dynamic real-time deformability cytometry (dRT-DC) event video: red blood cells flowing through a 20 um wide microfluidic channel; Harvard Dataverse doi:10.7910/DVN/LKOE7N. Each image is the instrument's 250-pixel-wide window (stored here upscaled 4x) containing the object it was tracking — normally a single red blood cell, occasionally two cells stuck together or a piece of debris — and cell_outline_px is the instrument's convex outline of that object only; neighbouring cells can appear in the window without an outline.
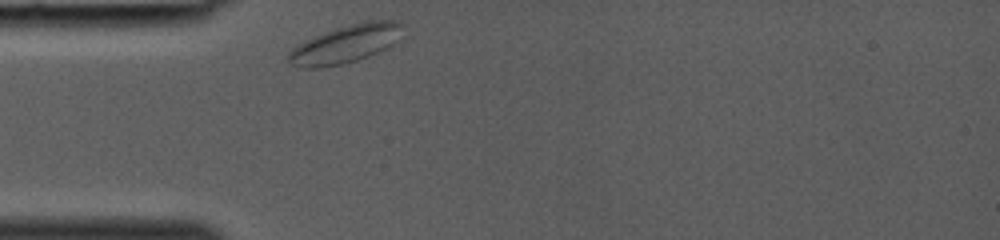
{"species": "common noctule bat (a hibernating species)", "species_latin": "Nyctalus noctula", "temperature_condition": "room temperature", "stored_images_in_passage": 24, "camera_frame_rate_fps": 3000, "um_per_image_px": 0.085, "animal": {"sex": "female", "body_mass_g": 19.0, "forearm_length_mm": 53.3}, "frame": {"image": 1, "passage_image": 1, "time_ms": 0.0, "image_size_px": [1000, 240], "cell_outline_px": [[404, 24], [392, 44], [368, 56], [356, 60], [340, 64], [320, 68], [300, 68], [288, 64], [288, 52], [292, 48], [304, 40], [336, 28], [352, 24], [372, 20], [396, 20]], "centroid_in_image_um": [29.29, 3.75], "position_along_channel_um": 55.7, "area_um2": 24.85}}
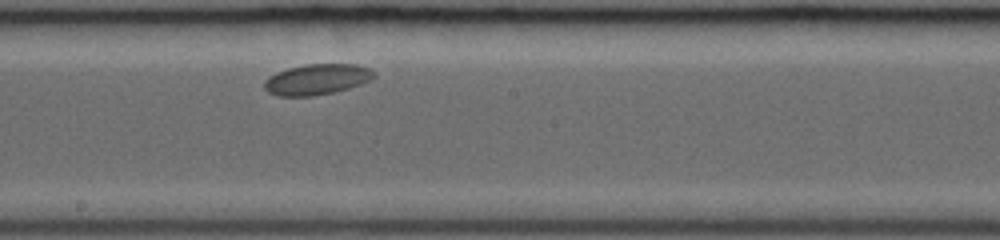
{"frame": {"image": 2, "passage_image": 12, "time_ms": 3.667, "image_size_px": [1000, 240], "cell_outline_px": [[376, 76], [372, 80], [348, 88], [332, 92], [312, 96], [276, 96], [268, 92], [264, 88], [264, 80], [268, 76], [276, 72], [288, 68], [304, 64], [356, 64], [368, 68]], "centroid_in_image_um": [26.89, 6.74], "position_along_channel_um": 221.3, "area_um2": 19.65}}
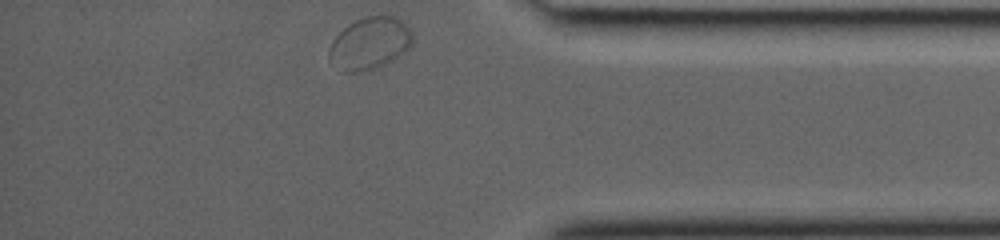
{"frame": {"image": 3, "passage_image": 24, "time_ms": 7.667, "image_size_px": [1000, 240], "cell_outline_px": [[412, 44], [408, 48], [384, 64], [372, 68], [356, 72], [340, 72], [328, 60], [328, 52], [336, 36], [348, 24], [364, 16], [396, 16], [412, 32]], "centroid_in_image_um": [31.38, 3.68], "position_along_channel_um": 403.8, "area_um2": 24.97}}